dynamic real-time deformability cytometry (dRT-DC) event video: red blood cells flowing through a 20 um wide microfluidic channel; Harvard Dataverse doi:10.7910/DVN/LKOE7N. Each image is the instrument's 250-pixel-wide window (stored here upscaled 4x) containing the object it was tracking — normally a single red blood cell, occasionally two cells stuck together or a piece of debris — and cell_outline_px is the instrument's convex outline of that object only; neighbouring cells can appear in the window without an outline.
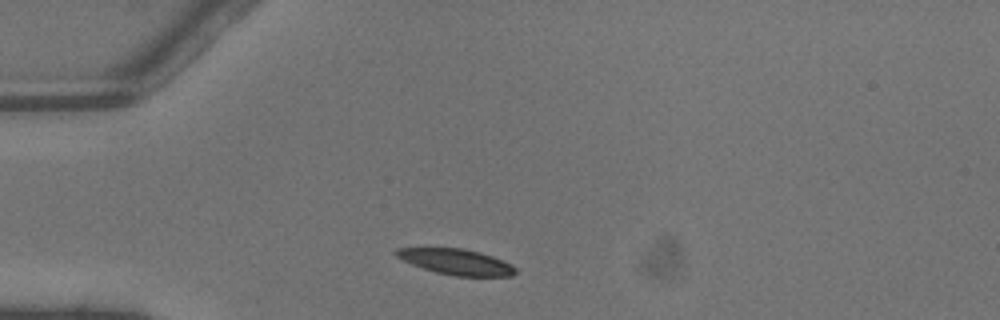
{"species": "common noctule bat (a hibernating species)", "species_latin": "Nyctalus noctula", "temperature_condition": "warm", "stored_images_in_passage": 1, "camera_frame_rate_fps": 3000, "um_per_image_px": 0.085, "animal": {"sex": "male", "body_mass_g": 13.3}, "frame": {"image": 1, "passage_image": 1, "time_ms": 0.0, "image_size_px": [1000, 320], "cell_outline_px": [[516, 272], [512, 276], [456, 276], [436, 272], [412, 264], [396, 256], [392, 252], [396, 248], [464, 248], [480, 252], [492, 256], [512, 264], [516, 268]], "centroid_in_image_um": [38.79, 22.25], "position_along_channel_um": 46.2, "area_um2": 17.8}}